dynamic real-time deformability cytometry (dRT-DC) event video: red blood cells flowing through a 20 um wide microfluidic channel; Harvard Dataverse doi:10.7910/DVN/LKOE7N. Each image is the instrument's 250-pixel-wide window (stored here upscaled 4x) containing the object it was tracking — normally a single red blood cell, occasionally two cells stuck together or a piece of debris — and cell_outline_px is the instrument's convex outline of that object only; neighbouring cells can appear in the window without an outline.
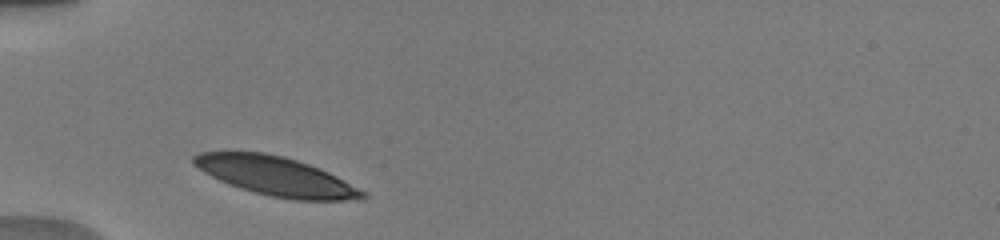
{"species": "human", "species_latin": "Homo sapiens", "temperature_condition": "warm", "stored_images_in_passage": 8, "camera_frame_rate_fps": 3000, "um_per_image_px": 0.085, "donor": {"sex": "male"}, "frame": {"image": 1, "passage_image": 1, "time_ms": 0.0, "image_size_px": [1000, 240], "cell_outline_px": [[368, 196], [364, 200], [292, 200], [272, 196], [240, 188], [228, 184], [204, 172], [192, 164], [192, 156], [200, 152], [264, 152], [284, 156], [308, 164], [328, 172], [368, 192]], "centroid_in_image_um": [23.5, 14.98], "position_along_channel_um": 61.5, "area_um2": 38.26}}
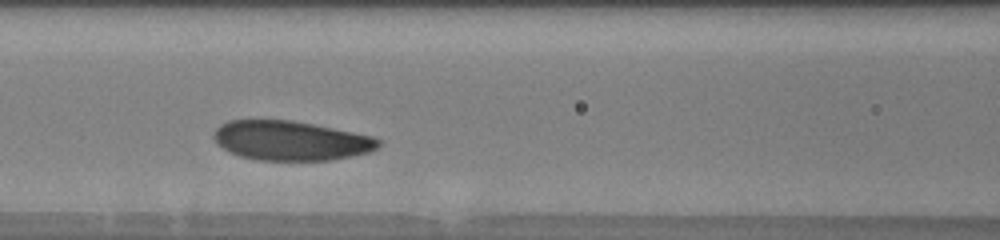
{"frame": {"image": 2, "passage_image": 5, "time_ms": 2.333, "image_size_px": [1000, 240], "cell_outline_px": [[380, 144], [372, 152], [332, 160], [256, 160], [240, 156], [228, 152], [216, 144], [212, 136], [216, 128], [220, 124], [228, 120], [292, 120], [372, 136], [380, 140]], "centroid_in_image_um": [24.67, 11.96], "position_along_channel_um": 141.9, "area_um2": 38.03}}
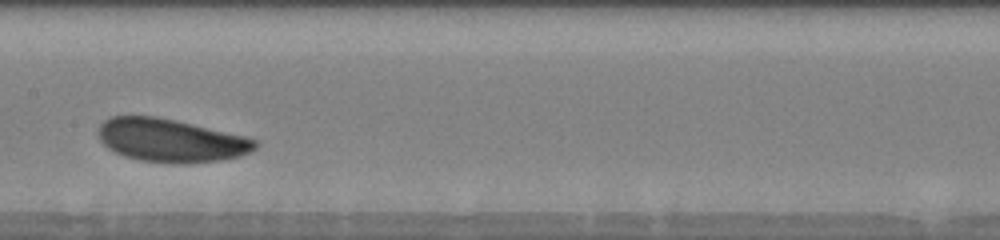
{"frame": {"image": 3, "passage_image": 7, "time_ms": 3.667, "image_size_px": [1000, 240], "cell_outline_px": [[260, 144], [256, 148], [240, 156], [224, 160], [140, 160], [124, 156], [108, 148], [100, 140], [96, 132], [96, 128], [108, 116], [156, 116], [176, 120], [244, 136], [256, 140]], "centroid_in_image_um": [14.45, 11.87], "position_along_channel_um": 192.9, "area_um2": 38.44}}